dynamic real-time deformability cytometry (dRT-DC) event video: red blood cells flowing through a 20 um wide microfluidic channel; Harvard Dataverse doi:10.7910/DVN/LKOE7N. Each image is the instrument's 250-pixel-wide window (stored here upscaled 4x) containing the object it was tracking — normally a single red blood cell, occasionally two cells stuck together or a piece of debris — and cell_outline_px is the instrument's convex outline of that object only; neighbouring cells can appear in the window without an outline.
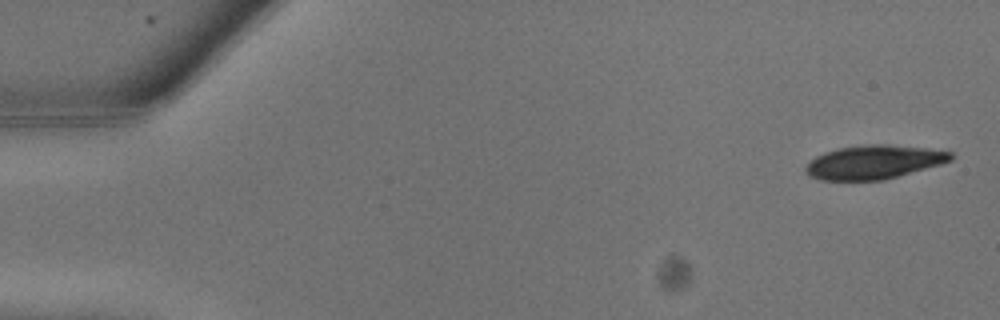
{"species": "common noctule bat (a hibernating species)", "species_latin": "Nyctalus noctula", "temperature_condition": "warm", "stored_images_in_passage": 11, "camera_frame_rate_fps": 3000, "um_per_image_px": 0.085, "animal": {"sex": "male", "body_mass_g": 13.3}, "frame": {"image": 1, "passage_image": 1, "time_ms": 0.0, "image_size_px": [1000, 320], "cell_outline_px": [[952, 160], [940, 164], [884, 180], [820, 180], [808, 176], [804, 172], [804, 168], [816, 156], [824, 152], [836, 148], [868, 144], [888, 144], [928, 148], [952, 152]], "centroid_in_image_um": [74.25, 13.77], "position_along_channel_um": 10.8, "area_um2": 28.61}}